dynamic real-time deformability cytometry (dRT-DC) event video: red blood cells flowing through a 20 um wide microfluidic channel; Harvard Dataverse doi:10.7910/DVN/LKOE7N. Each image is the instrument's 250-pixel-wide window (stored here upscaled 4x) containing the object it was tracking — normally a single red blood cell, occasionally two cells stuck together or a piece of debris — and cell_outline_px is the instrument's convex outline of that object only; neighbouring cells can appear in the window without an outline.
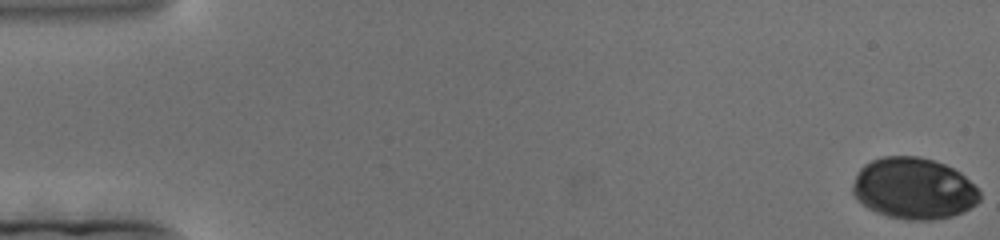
{"species": "human", "species_latin": "Homo sapiens", "temperature_condition": "cold", "stored_images_in_passage": 199, "camera_frame_rate_fps": 3000, "um_per_image_px": 0.085, "donor": {"sex": "female"}, "frame": {"image": 1, "passage_image": 1, "time_ms": 0.0, "image_size_px": [1000, 240], "cell_outline_px": [[980, 200], [976, 204], [952, 216], [928, 220], [908, 220], [888, 216], [876, 212], [868, 208], [852, 192], [852, 184], [860, 168], [864, 164], [872, 160], [884, 156], [920, 156], [944, 164], [960, 172], [980, 192]], "centroid_in_image_um": [77.65, 16.01], "position_along_channel_um": 7.3, "area_um2": 45.08}}
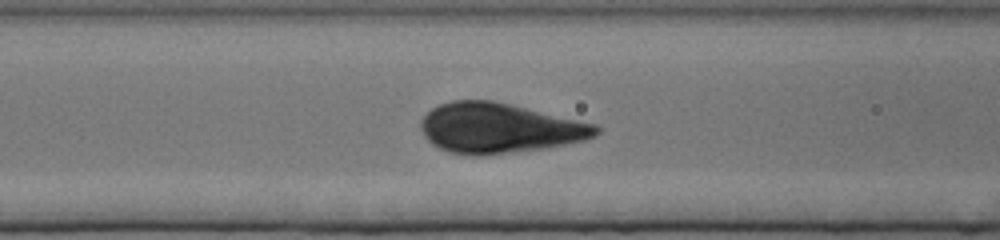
{"frame": {"image": 2, "passage_image": 82, "time_ms": 27.0, "image_size_px": [1000, 240], "cell_outline_px": [[600, 132], [596, 136], [584, 140], [544, 148], [480, 156], [472, 156], [448, 152], [432, 144], [424, 136], [420, 128], [420, 120], [432, 108], [440, 104], [452, 100], [492, 100], [596, 124], [600, 128]], "centroid_in_image_um": [42.4, 10.89], "position_along_channel_um": 124.2, "area_um2": 50.92}}
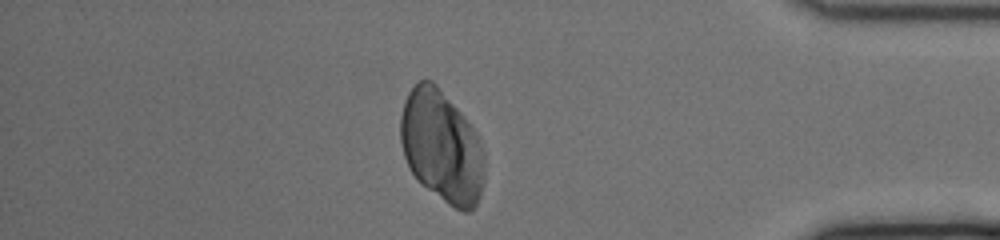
{"frame": {"image": 3, "passage_image": 171, "time_ms": 56.667, "image_size_px": [1000, 240], "cell_outline_px": [[484, 172], [480, 196], [476, 204], [468, 212], [460, 212], [448, 204], [420, 184], [416, 180], [408, 168], [400, 144], [400, 116], [404, 100], [408, 92], [420, 80], [432, 80], [436, 84], [464, 116], [480, 136], [484, 152]], "centroid_in_image_um": [37.53, 12.47], "position_along_channel_um": 397.7, "area_um2": 55.37}}